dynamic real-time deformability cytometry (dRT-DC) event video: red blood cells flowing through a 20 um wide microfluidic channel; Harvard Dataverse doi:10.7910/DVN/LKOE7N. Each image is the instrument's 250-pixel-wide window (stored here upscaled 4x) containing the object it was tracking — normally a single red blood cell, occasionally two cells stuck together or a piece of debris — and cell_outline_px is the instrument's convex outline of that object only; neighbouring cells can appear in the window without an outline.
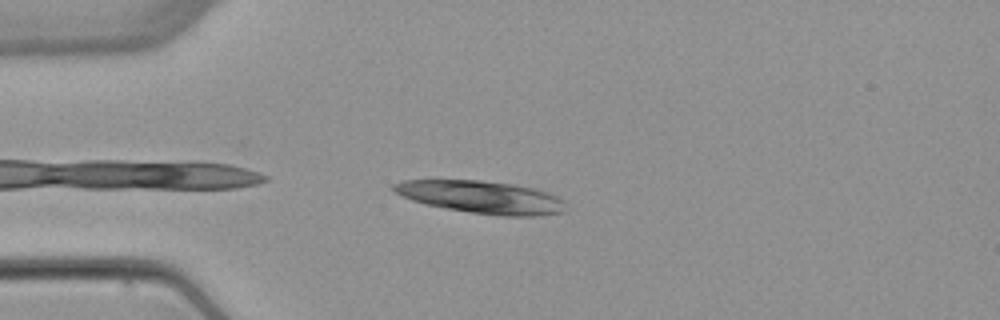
{"species": "common noctule bat (a hibernating species)", "species_latin": "Nyctalus noctula", "temperature_condition": "warm", "stored_images_in_passage": 4, "camera_frame_rate_fps": 3000, "um_per_image_px": 0.085, "animal": {"sex": "female", "body_mass_g": 22.7, "forearm_length_mm": 54.2}, "frame": {"image": 1, "passage_image": 4, "time_ms": 3.667, "image_size_px": [1000, 320], "cell_outline_px": [[564, 212], [540, 216], [500, 216], [472, 212], [424, 204], [412, 200], [396, 192], [392, 188], [392, 184], [404, 180], [480, 180], [512, 184], [532, 188], [548, 192], [564, 200]], "centroid_in_image_um": [40.95, 16.75], "position_along_channel_um": 44.1, "area_um2": 32.43}}